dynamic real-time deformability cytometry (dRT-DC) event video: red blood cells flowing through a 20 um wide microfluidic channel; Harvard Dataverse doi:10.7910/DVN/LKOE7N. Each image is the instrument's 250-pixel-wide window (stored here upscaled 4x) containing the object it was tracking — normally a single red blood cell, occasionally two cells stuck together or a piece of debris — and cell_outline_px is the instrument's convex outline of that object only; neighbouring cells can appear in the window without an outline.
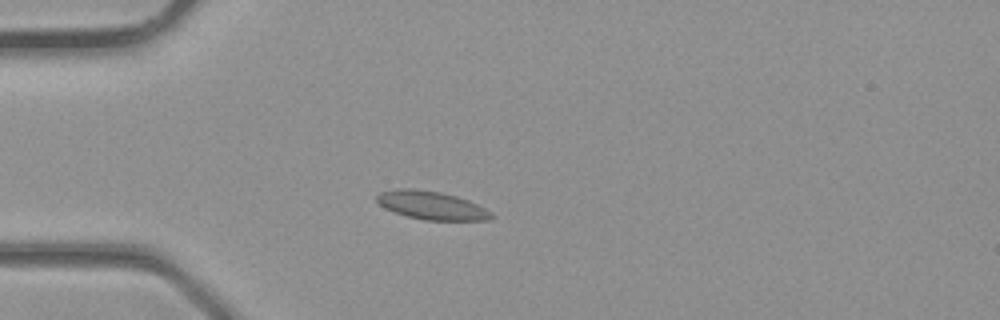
{"species": "common noctule bat (a hibernating species)", "species_latin": "Nyctalus noctula", "temperature_condition": "room temperature", "stored_images_in_passage": 3, "camera_frame_rate_fps": 3000, "um_per_image_px": 0.085, "animal": {"sex": "male", "body_mass_g": 23.1, "forearm_length_mm": 52.7}, "frame": {"image": 1, "passage_image": 3, "time_ms": 0.667, "image_size_px": [1000, 320], "cell_outline_px": [[496, 216], [488, 220], [424, 220], [408, 216], [384, 208], [376, 200], [376, 196], [380, 192], [396, 188], [412, 188], [440, 192], [456, 196], [468, 200], [492, 212]], "centroid_in_image_um": [36.68, 17.45], "position_along_channel_um": 48.3, "area_um2": 18.84}}